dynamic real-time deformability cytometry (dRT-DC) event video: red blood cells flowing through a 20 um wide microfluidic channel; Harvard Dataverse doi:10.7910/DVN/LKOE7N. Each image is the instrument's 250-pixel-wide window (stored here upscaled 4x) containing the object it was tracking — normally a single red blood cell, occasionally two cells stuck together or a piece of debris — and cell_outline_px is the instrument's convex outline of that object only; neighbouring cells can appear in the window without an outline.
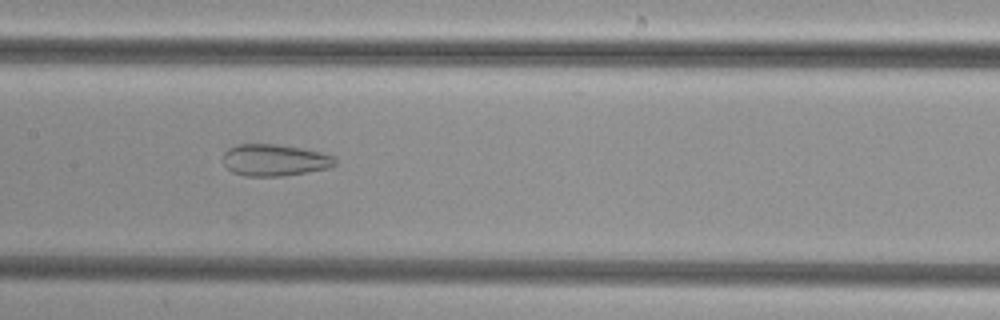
{"species": "common noctule bat (a hibernating species)", "species_latin": "Nyctalus noctula", "temperature_condition": "cold", "stored_images_in_passage": 42, "camera_frame_rate_fps": 3000, "um_per_image_px": 0.085, "animal": {"sex": "female", "body_mass_g": 29.2, "forearm_length_mm": 56.3}, "frame": {"image": 1, "passage_image": 19, "time_ms": 6.0, "image_size_px": [1000, 320], "cell_outline_px": [[336, 164], [328, 168], [284, 176], [244, 176], [232, 172], [224, 164], [224, 152], [228, 148], [236, 144], [276, 144], [300, 148], [320, 152], [332, 156], [336, 160]], "centroid_in_image_um": [23.31, 13.61], "position_along_channel_um": 184.1, "area_um2": 20.63}}
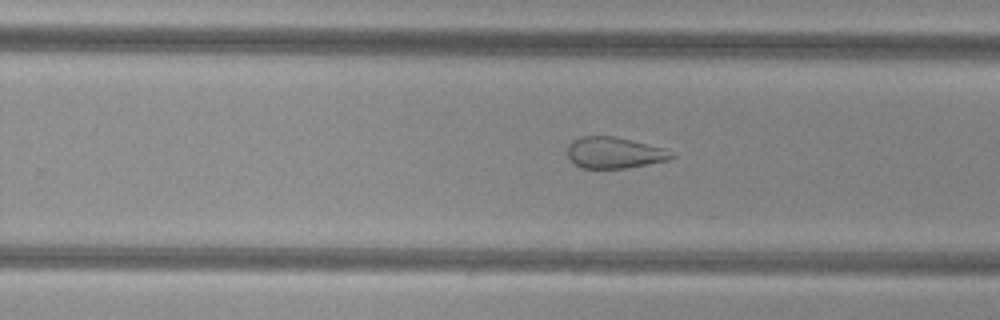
{"frame": {"image": 2, "passage_image": 26, "time_ms": 8.333, "image_size_px": [1000, 320], "cell_outline_px": [[676, 156], [668, 160], [648, 164], [624, 168], [580, 168], [568, 156], [568, 144], [572, 140], [580, 136], [612, 136], [664, 148], [676, 152]], "centroid_in_image_um": [52.24, 12.98], "position_along_channel_um": 277.6, "area_um2": 18.9}}
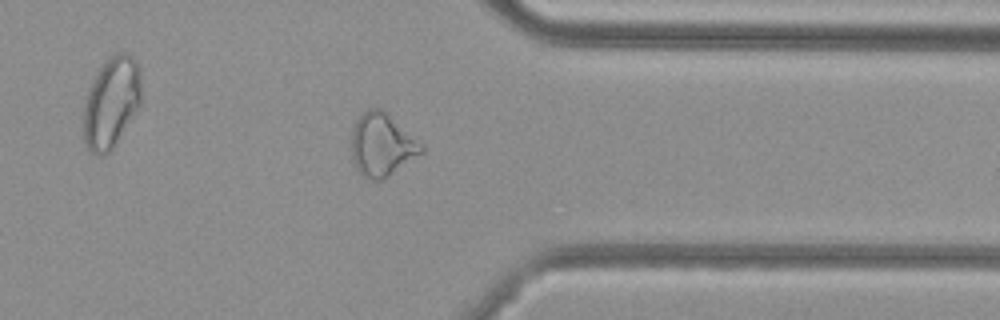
{"frame": {"image": 3, "passage_image": 34, "time_ms": 11.0, "image_size_px": [1000, 320], "cell_outline_px": [[424, 152], [388, 176], [380, 180], [372, 180], [360, 172], [356, 168], [352, 156], [352, 128], [356, 120], [368, 108], [380, 108], [424, 144]], "centroid_in_image_um": [32.48, 12.3], "position_along_channel_um": 378.9, "area_um2": 25.32}}